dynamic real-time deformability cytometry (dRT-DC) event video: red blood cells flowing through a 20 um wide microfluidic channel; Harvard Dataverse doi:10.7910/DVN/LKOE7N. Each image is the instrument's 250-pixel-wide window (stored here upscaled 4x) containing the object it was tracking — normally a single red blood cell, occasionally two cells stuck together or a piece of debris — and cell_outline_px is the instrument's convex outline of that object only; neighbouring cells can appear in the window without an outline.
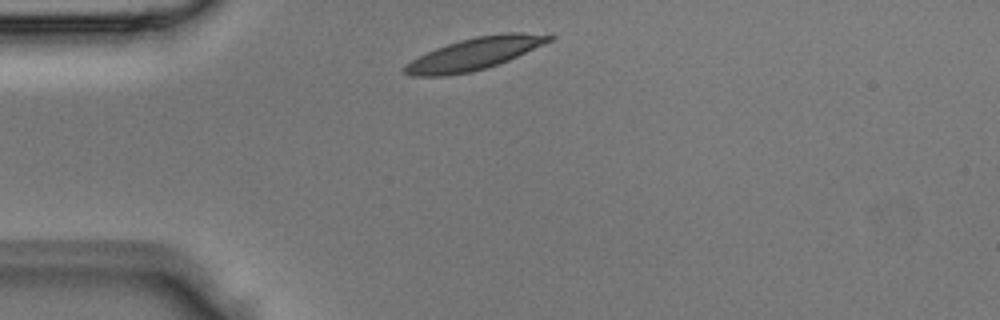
{"species": "Egyptian fruit bat (a non-hibernating species)", "species_latin": "Rousettus aegyptiacus", "temperature_condition": "room temperature", "stored_images_in_passage": 2, "camera_frame_rate_fps": 3000, "um_per_image_px": 0.085, "animal": {"sex": "male"}, "frame": {"image": 1, "passage_image": 1, "time_ms": 0.0, "image_size_px": [1000, 320], "cell_outline_px": [[556, 36], [552, 40], [508, 60], [472, 72], [444, 76], [412, 76], [404, 72], [404, 64], [436, 48], [460, 40], [476, 36], [504, 32], [520, 32]], "centroid_in_image_um": [40.31, 4.57], "position_along_channel_um": 44.7, "area_um2": 26.59}}